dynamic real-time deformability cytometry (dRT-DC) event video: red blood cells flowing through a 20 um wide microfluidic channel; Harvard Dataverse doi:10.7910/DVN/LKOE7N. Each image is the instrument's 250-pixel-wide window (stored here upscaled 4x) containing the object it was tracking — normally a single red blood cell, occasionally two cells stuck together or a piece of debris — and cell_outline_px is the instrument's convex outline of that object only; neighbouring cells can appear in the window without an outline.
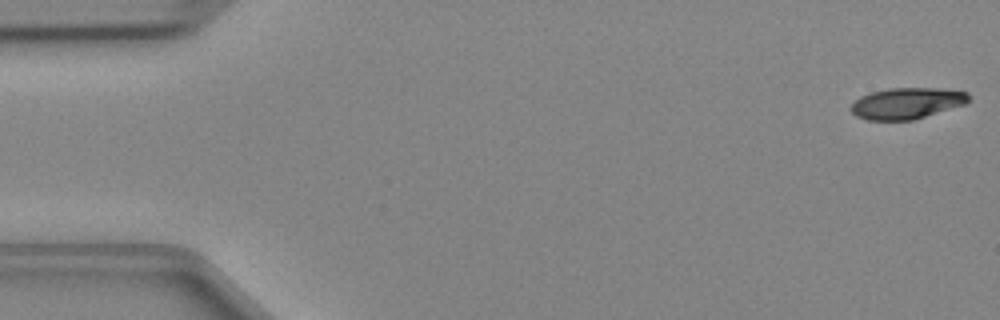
{"species": "Egyptian fruit bat (a non-hibernating species)", "species_latin": "Rousettus aegyptiacus", "temperature_condition": "cold", "stored_images_in_passage": 47, "camera_frame_rate_fps": 3000, "um_per_image_px": 0.085, "animal": {"sex": "female"}, "frame": {"image": 1, "passage_image": 1, "time_ms": 0.0, "image_size_px": [1000, 320], "cell_outline_px": [[968, 100], [964, 104], [912, 120], [868, 120], [856, 116], [852, 112], [852, 104], [860, 96], [872, 92], [888, 88], [940, 88], [968, 92]], "centroid_in_image_um": [77.06, 8.77], "position_along_channel_um": 7.9, "area_um2": 21.1}}
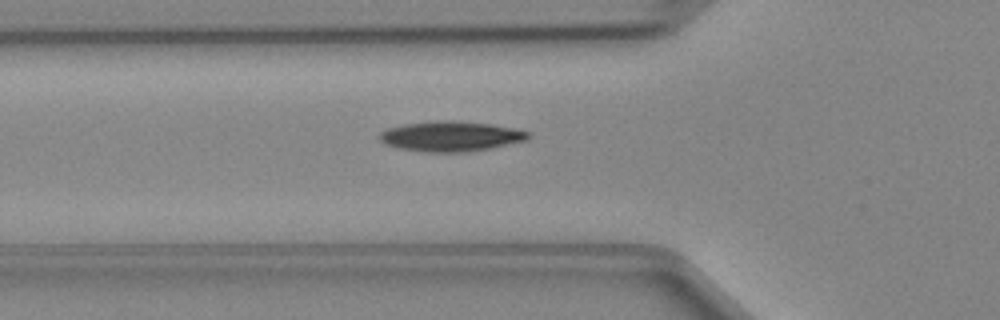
{"frame": {"image": 2, "passage_image": 16, "time_ms": 5.0, "image_size_px": [1000, 320], "cell_outline_px": [[532, 136], [528, 140], [492, 148], [468, 152], [424, 152], [400, 148], [384, 144], [380, 140], [380, 132], [388, 128], [404, 124], [440, 120], [444, 120], [492, 124], [512, 128], [528, 132]], "centroid_in_image_um": [38.34, 11.59], "position_along_channel_um": 87.5, "area_um2": 26.07}}
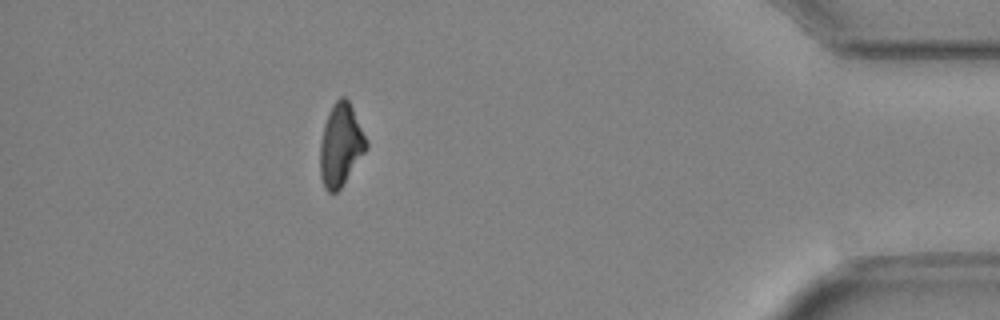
{"frame": {"image": 3, "passage_image": 42, "time_ms": 13.667, "image_size_px": [1000, 320], "cell_outline_px": [[368, 148], [340, 188], [336, 192], [328, 192], [324, 188], [320, 176], [320, 140], [324, 124], [328, 112], [332, 104], [340, 96], [344, 96], [348, 100], [368, 140]], "centroid_in_image_um": [28.95, 12.31], "position_along_channel_um": 406.3, "area_um2": 22.25}}